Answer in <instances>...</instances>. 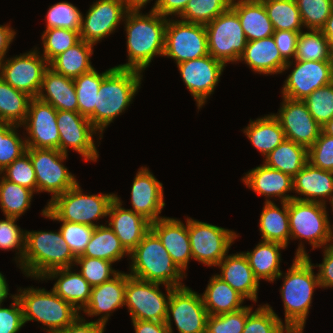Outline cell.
<instances>
[{
  "label": "cell",
  "mask_w": 333,
  "mask_h": 333,
  "mask_svg": "<svg viewBox=\"0 0 333 333\" xmlns=\"http://www.w3.org/2000/svg\"><path fill=\"white\" fill-rule=\"evenodd\" d=\"M292 262L288 271L282 272L276 279L282 277L284 280L280 288L285 313L284 324L293 333H303L313 293L317 287H321L318 273L314 274L315 266L305 250L303 241L299 243Z\"/></svg>",
  "instance_id": "1"
},
{
  "label": "cell",
  "mask_w": 333,
  "mask_h": 333,
  "mask_svg": "<svg viewBox=\"0 0 333 333\" xmlns=\"http://www.w3.org/2000/svg\"><path fill=\"white\" fill-rule=\"evenodd\" d=\"M148 13L142 14L141 10H128L126 13L123 22L128 61L116 68L144 72L154 57L163 56L168 18L152 9Z\"/></svg>",
  "instance_id": "2"
},
{
  "label": "cell",
  "mask_w": 333,
  "mask_h": 333,
  "mask_svg": "<svg viewBox=\"0 0 333 333\" xmlns=\"http://www.w3.org/2000/svg\"><path fill=\"white\" fill-rule=\"evenodd\" d=\"M76 256L66 244L60 230H25V251L18 266L28 278L40 281L51 271L74 266Z\"/></svg>",
  "instance_id": "3"
},
{
  "label": "cell",
  "mask_w": 333,
  "mask_h": 333,
  "mask_svg": "<svg viewBox=\"0 0 333 333\" xmlns=\"http://www.w3.org/2000/svg\"><path fill=\"white\" fill-rule=\"evenodd\" d=\"M143 72L134 69L114 68L103 80L97 93L94 114L89 118L91 124L103 131L113 120L121 115L132 103L141 86Z\"/></svg>",
  "instance_id": "4"
},
{
  "label": "cell",
  "mask_w": 333,
  "mask_h": 333,
  "mask_svg": "<svg viewBox=\"0 0 333 333\" xmlns=\"http://www.w3.org/2000/svg\"><path fill=\"white\" fill-rule=\"evenodd\" d=\"M129 259L132 261L129 275L134 278L174 288L186 286L181 281L187 274L176 266L158 236L151 229L129 253Z\"/></svg>",
  "instance_id": "5"
},
{
  "label": "cell",
  "mask_w": 333,
  "mask_h": 333,
  "mask_svg": "<svg viewBox=\"0 0 333 333\" xmlns=\"http://www.w3.org/2000/svg\"><path fill=\"white\" fill-rule=\"evenodd\" d=\"M82 190L77 182L65 193L48 202L41 215L53 221L74 222L94 228L103 225L94 221L108 216L110 203L115 199L116 194L88 195Z\"/></svg>",
  "instance_id": "6"
},
{
  "label": "cell",
  "mask_w": 333,
  "mask_h": 333,
  "mask_svg": "<svg viewBox=\"0 0 333 333\" xmlns=\"http://www.w3.org/2000/svg\"><path fill=\"white\" fill-rule=\"evenodd\" d=\"M23 309V320L37 321L48 327L47 333H59L73 323L80 312L70 303L59 297L52 289L21 287L15 294Z\"/></svg>",
  "instance_id": "7"
},
{
  "label": "cell",
  "mask_w": 333,
  "mask_h": 333,
  "mask_svg": "<svg viewBox=\"0 0 333 333\" xmlns=\"http://www.w3.org/2000/svg\"><path fill=\"white\" fill-rule=\"evenodd\" d=\"M326 204L292 199L288 202L290 240L305 239L312 249L324 248L333 242V229ZM329 243V244H328Z\"/></svg>",
  "instance_id": "8"
},
{
  "label": "cell",
  "mask_w": 333,
  "mask_h": 333,
  "mask_svg": "<svg viewBox=\"0 0 333 333\" xmlns=\"http://www.w3.org/2000/svg\"><path fill=\"white\" fill-rule=\"evenodd\" d=\"M161 283L143 281L126 273L124 306L131 320L165 322L170 294L174 287L165 285L166 294L160 291Z\"/></svg>",
  "instance_id": "9"
},
{
  "label": "cell",
  "mask_w": 333,
  "mask_h": 333,
  "mask_svg": "<svg viewBox=\"0 0 333 333\" xmlns=\"http://www.w3.org/2000/svg\"><path fill=\"white\" fill-rule=\"evenodd\" d=\"M208 52L225 65L237 63L244 53L247 40L237 13L230 7L205 25Z\"/></svg>",
  "instance_id": "10"
},
{
  "label": "cell",
  "mask_w": 333,
  "mask_h": 333,
  "mask_svg": "<svg viewBox=\"0 0 333 333\" xmlns=\"http://www.w3.org/2000/svg\"><path fill=\"white\" fill-rule=\"evenodd\" d=\"M192 258L208 267L217 266L228 254L238 234L226 228L188 217Z\"/></svg>",
  "instance_id": "11"
},
{
  "label": "cell",
  "mask_w": 333,
  "mask_h": 333,
  "mask_svg": "<svg viewBox=\"0 0 333 333\" xmlns=\"http://www.w3.org/2000/svg\"><path fill=\"white\" fill-rule=\"evenodd\" d=\"M26 152L35 170L37 193L47 192L52 194L51 200L65 193L78 181L74 174L63 165L68 154L58 149L27 148Z\"/></svg>",
  "instance_id": "12"
},
{
  "label": "cell",
  "mask_w": 333,
  "mask_h": 333,
  "mask_svg": "<svg viewBox=\"0 0 333 333\" xmlns=\"http://www.w3.org/2000/svg\"><path fill=\"white\" fill-rule=\"evenodd\" d=\"M168 18L163 56L176 64L209 54L205 25Z\"/></svg>",
  "instance_id": "13"
},
{
  "label": "cell",
  "mask_w": 333,
  "mask_h": 333,
  "mask_svg": "<svg viewBox=\"0 0 333 333\" xmlns=\"http://www.w3.org/2000/svg\"><path fill=\"white\" fill-rule=\"evenodd\" d=\"M208 316L201 294L186 286L172 290L165 321L170 333H173L171 321L179 333H206Z\"/></svg>",
  "instance_id": "14"
},
{
  "label": "cell",
  "mask_w": 333,
  "mask_h": 333,
  "mask_svg": "<svg viewBox=\"0 0 333 333\" xmlns=\"http://www.w3.org/2000/svg\"><path fill=\"white\" fill-rule=\"evenodd\" d=\"M35 47L34 50L5 58L0 62V77L14 89L32 98L37 97L49 63Z\"/></svg>",
  "instance_id": "15"
},
{
  "label": "cell",
  "mask_w": 333,
  "mask_h": 333,
  "mask_svg": "<svg viewBox=\"0 0 333 333\" xmlns=\"http://www.w3.org/2000/svg\"><path fill=\"white\" fill-rule=\"evenodd\" d=\"M291 66L294 69L284 81L282 97L303 101L314 90L333 82V61L290 60L283 72Z\"/></svg>",
  "instance_id": "16"
},
{
  "label": "cell",
  "mask_w": 333,
  "mask_h": 333,
  "mask_svg": "<svg viewBox=\"0 0 333 333\" xmlns=\"http://www.w3.org/2000/svg\"><path fill=\"white\" fill-rule=\"evenodd\" d=\"M56 120L60 135L59 150L68 154V148H71L86 162H96L99 154L93 135L99 131L89 119L79 112L58 110Z\"/></svg>",
  "instance_id": "17"
},
{
  "label": "cell",
  "mask_w": 333,
  "mask_h": 333,
  "mask_svg": "<svg viewBox=\"0 0 333 333\" xmlns=\"http://www.w3.org/2000/svg\"><path fill=\"white\" fill-rule=\"evenodd\" d=\"M225 66L227 65L214 59L210 54L177 64L181 78L194 97L198 110L213 94Z\"/></svg>",
  "instance_id": "18"
},
{
  "label": "cell",
  "mask_w": 333,
  "mask_h": 333,
  "mask_svg": "<svg viewBox=\"0 0 333 333\" xmlns=\"http://www.w3.org/2000/svg\"><path fill=\"white\" fill-rule=\"evenodd\" d=\"M127 12L122 0H96L82 17L80 39L95 46L118 29Z\"/></svg>",
  "instance_id": "19"
},
{
  "label": "cell",
  "mask_w": 333,
  "mask_h": 333,
  "mask_svg": "<svg viewBox=\"0 0 333 333\" xmlns=\"http://www.w3.org/2000/svg\"><path fill=\"white\" fill-rule=\"evenodd\" d=\"M57 110L37 97L32 98L25 121L21 126L27 131V148H46L59 150V130Z\"/></svg>",
  "instance_id": "20"
},
{
  "label": "cell",
  "mask_w": 333,
  "mask_h": 333,
  "mask_svg": "<svg viewBox=\"0 0 333 333\" xmlns=\"http://www.w3.org/2000/svg\"><path fill=\"white\" fill-rule=\"evenodd\" d=\"M279 113L273 115L279 120L285 138L307 148L312 146L322 129L308 111L302 100H292L282 97Z\"/></svg>",
  "instance_id": "21"
},
{
  "label": "cell",
  "mask_w": 333,
  "mask_h": 333,
  "mask_svg": "<svg viewBox=\"0 0 333 333\" xmlns=\"http://www.w3.org/2000/svg\"><path fill=\"white\" fill-rule=\"evenodd\" d=\"M163 184L155 178L149 168L141 167L137 171L131 187L130 210L142 215L151 223L163 218L159 216L165 207Z\"/></svg>",
  "instance_id": "22"
},
{
  "label": "cell",
  "mask_w": 333,
  "mask_h": 333,
  "mask_svg": "<svg viewBox=\"0 0 333 333\" xmlns=\"http://www.w3.org/2000/svg\"><path fill=\"white\" fill-rule=\"evenodd\" d=\"M150 229L158 236L176 266L185 273L189 260L193 259L188 235V216L186 225L177 218L163 216L152 222Z\"/></svg>",
  "instance_id": "23"
},
{
  "label": "cell",
  "mask_w": 333,
  "mask_h": 333,
  "mask_svg": "<svg viewBox=\"0 0 333 333\" xmlns=\"http://www.w3.org/2000/svg\"><path fill=\"white\" fill-rule=\"evenodd\" d=\"M118 195L110 203L108 225L119 238L121 244L130 253L150 230L151 222L133 210L122 207Z\"/></svg>",
  "instance_id": "24"
},
{
  "label": "cell",
  "mask_w": 333,
  "mask_h": 333,
  "mask_svg": "<svg viewBox=\"0 0 333 333\" xmlns=\"http://www.w3.org/2000/svg\"><path fill=\"white\" fill-rule=\"evenodd\" d=\"M241 180L253 192L267 197L265 202H272V197L280 198V202L294 199V195L286 194L293 191V178L265 163L249 170Z\"/></svg>",
  "instance_id": "25"
},
{
  "label": "cell",
  "mask_w": 333,
  "mask_h": 333,
  "mask_svg": "<svg viewBox=\"0 0 333 333\" xmlns=\"http://www.w3.org/2000/svg\"><path fill=\"white\" fill-rule=\"evenodd\" d=\"M125 287L126 273L121 271L111 280L92 287L90 300L82 313L89 317L101 315L96 322L106 325L111 313L124 306Z\"/></svg>",
  "instance_id": "26"
},
{
  "label": "cell",
  "mask_w": 333,
  "mask_h": 333,
  "mask_svg": "<svg viewBox=\"0 0 333 333\" xmlns=\"http://www.w3.org/2000/svg\"><path fill=\"white\" fill-rule=\"evenodd\" d=\"M293 191L301 201L333 204V171L322 170L309 162L293 177ZM301 196H304L303 198ZM327 198V199H326Z\"/></svg>",
  "instance_id": "27"
},
{
  "label": "cell",
  "mask_w": 333,
  "mask_h": 333,
  "mask_svg": "<svg viewBox=\"0 0 333 333\" xmlns=\"http://www.w3.org/2000/svg\"><path fill=\"white\" fill-rule=\"evenodd\" d=\"M217 266L221 269V273L216 274L218 277L245 299L257 302L260 283L243 252L227 254Z\"/></svg>",
  "instance_id": "28"
},
{
  "label": "cell",
  "mask_w": 333,
  "mask_h": 333,
  "mask_svg": "<svg viewBox=\"0 0 333 333\" xmlns=\"http://www.w3.org/2000/svg\"><path fill=\"white\" fill-rule=\"evenodd\" d=\"M253 72L265 75L283 73L287 61L281 56L273 36L249 41L240 57Z\"/></svg>",
  "instance_id": "29"
},
{
  "label": "cell",
  "mask_w": 333,
  "mask_h": 333,
  "mask_svg": "<svg viewBox=\"0 0 333 333\" xmlns=\"http://www.w3.org/2000/svg\"><path fill=\"white\" fill-rule=\"evenodd\" d=\"M231 8L238 15L247 42L274 34L273 24L260 0H232Z\"/></svg>",
  "instance_id": "30"
},
{
  "label": "cell",
  "mask_w": 333,
  "mask_h": 333,
  "mask_svg": "<svg viewBox=\"0 0 333 333\" xmlns=\"http://www.w3.org/2000/svg\"><path fill=\"white\" fill-rule=\"evenodd\" d=\"M37 98L51 104L57 111L78 112V100L74 81L48 68L43 76Z\"/></svg>",
  "instance_id": "31"
},
{
  "label": "cell",
  "mask_w": 333,
  "mask_h": 333,
  "mask_svg": "<svg viewBox=\"0 0 333 333\" xmlns=\"http://www.w3.org/2000/svg\"><path fill=\"white\" fill-rule=\"evenodd\" d=\"M72 269L73 267H69L51 271L42 281L57 279L52 290L80 312L90 300L92 286L79 272H72Z\"/></svg>",
  "instance_id": "32"
},
{
  "label": "cell",
  "mask_w": 333,
  "mask_h": 333,
  "mask_svg": "<svg viewBox=\"0 0 333 333\" xmlns=\"http://www.w3.org/2000/svg\"><path fill=\"white\" fill-rule=\"evenodd\" d=\"M201 297L209 315L234 312L245 307V298L216 274L210 277Z\"/></svg>",
  "instance_id": "33"
},
{
  "label": "cell",
  "mask_w": 333,
  "mask_h": 333,
  "mask_svg": "<svg viewBox=\"0 0 333 333\" xmlns=\"http://www.w3.org/2000/svg\"><path fill=\"white\" fill-rule=\"evenodd\" d=\"M285 248L286 246L283 244L261 240L253 251L243 252L259 282L261 279L272 283L276 281V278L282 273L280 250Z\"/></svg>",
  "instance_id": "34"
},
{
  "label": "cell",
  "mask_w": 333,
  "mask_h": 333,
  "mask_svg": "<svg viewBox=\"0 0 333 333\" xmlns=\"http://www.w3.org/2000/svg\"><path fill=\"white\" fill-rule=\"evenodd\" d=\"M243 133L264 157L286 139L279 120L272 113L256 120L250 119Z\"/></svg>",
  "instance_id": "35"
},
{
  "label": "cell",
  "mask_w": 333,
  "mask_h": 333,
  "mask_svg": "<svg viewBox=\"0 0 333 333\" xmlns=\"http://www.w3.org/2000/svg\"><path fill=\"white\" fill-rule=\"evenodd\" d=\"M281 208L274 202H264L259 219V230L263 241L277 242L286 247L290 241L288 202H281Z\"/></svg>",
  "instance_id": "36"
},
{
  "label": "cell",
  "mask_w": 333,
  "mask_h": 333,
  "mask_svg": "<svg viewBox=\"0 0 333 333\" xmlns=\"http://www.w3.org/2000/svg\"><path fill=\"white\" fill-rule=\"evenodd\" d=\"M93 47L80 39L71 48L54 57L49 62V68L56 73L75 79L94 68L90 59L94 52Z\"/></svg>",
  "instance_id": "37"
},
{
  "label": "cell",
  "mask_w": 333,
  "mask_h": 333,
  "mask_svg": "<svg viewBox=\"0 0 333 333\" xmlns=\"http://www.w3.org/2000/svg\"><path fill=\"white\" fill-rule=\"evenodd\" d=\"M263 162L293 178L308 163V148L284 139L265 157Z\"/></svg>",
  "instance_id": "38"
},
{
  "label": "cell",
  "mask_w": 333,
  "mask_h": 333,
  "mask_svg": "<svg viewBox=\"0 0 333 333\" xmlns=\"http://www.w3.org/2000/svg\"><path fill=\"white\" fill-rule=\"evenodd\" d=\"M124 256L129 257V252L121 244L110 226L105 224L94 228L85 251L77 257L98 258L115 263Z\"/></svg>",
  "instance_id": "39"
},
{
  "label": "cell",
  "mask_w": 333,
  "mask_h": 333,
  "mask_svg": "<svg viewBox=\"0 0 333 333\" xmlns=\"http://www.w3.org/2000/svg\"><path fill=\"white\" fill-rule=\"evenodd\" d=\"M32 97L14 89L0 77V123L21 126Z\"/></svg>",
  "instance_id": "40"
},
{
  "label": "cell",
  "mask_w": 333,
  "mask_h": 333,
  "mask_svg": "<svg viewBox=\"0 0 333 333\" xmlns=\"http://www.w3.org/2000/svg\"><path fill=\"white\" fill-rule=\"evenodd\" d=\"M115 68L98 73L95 68L73 79L78 100V112L88 119L94 114L97 93L102 80Z\"/></svg>",
  "instance_id": "41"
},
{
  "label": "cell",
  "mask_w": 333,
  "mask_h": 333,
  "mask_svg": "<svg viewBox=\"0 0 333 333\" xmlns=\"http://www.w3.org/2000/svg\"><path fill=\"white\" fill-rule=\"evenodd\" d=\"M0 208L5 216L19 218L31 206L34 191L12 183L0 174Z\"/></svg>",
  "instance_id": "42"
},
{
  "label": "cell",
  "mask_w": 333,
  "mask_h": 333,
  "mask_svg": "<svg viewBox=\"0 0 333 333\" xmlns=\"http://www.w3.org/2000/svg\"><path fill=\"white\" fill-rule=\"evenodd\" d=\"M294 60L333 61V50L320 30L300 32Z\"/></svg>",
  "instance_id": "43"
},
{
  "label": "cell",
  "mask_w": 333,
  "mask_h": 333,
  "mask_svg": "<svg viewBox=\"0 0 333 333\" xmlns=\"http://www.w3.org/2000/svg\"><path fill=\"white\" fill-rule=\"evenodd\" d=\"M275 31L302 32L303 24L295 0H260Z\"/></svg>",
  "instance_id": "44"
},
{
  "label": "cell",
  "mask_w": 333,
  "mask_h": 333,
  "mask_svg": "<svg viewBox=\"0 0 333 333\" xmlns=\"http://www.w3.org/2000/svg\"><path fill=\"white\" fill-rule=\"evenodd\" d=\"M232 0H190L178 16L182 21L206 25L231 7Z\"/></svg>",
  "instance_id": "45"
},
{
  "label": "cell",
  "mask_w": 333,
  "mask_h": 333,
  "mask_svg": "<svg viewBox=\"0 0 333 333\" xmlns=\"http://www.w3.org/2000/svg\"><path fill=\"white\" fill-rule=\"evenodd\" d=\"M258 306L247 316L242 333H293L269 304Z\"/></svg>",
  "instance_id": "46"
},
{
  "label": "cell",
  "mask_w": 333,
  "mask_h": 333,
  "mask_svg": "<svg viewBox=\"0 0 333 333\" xmlns=\"http://www.w3.org/2000/svg\"><path fill=\"white\" fill-rule=\"evenodd\" d=\"M19 127L21 126L0 123V172L26 153L25 137L23 140L17 133Z\"/></svg>",
  "instance_id": "47"
},
{
  "label": "cell",
  "mask_w": 333,
  "mask_h": 333,
  "mask_svg": "<svg viewBox=\"0 0 333 333\" xmlns=\"http://www.w3.org/2000/svg\"><path fill=\"white\" fill-rule=\"evenodd\" d=\"M41 37L43 45V53L41 55L48 63L80 40L78 31L64 28L46 29Z\"/></svg>",
  "instance_id": "48"
},
{
  "label": "cell",
  "mask_w": 333,
  "mask_h": 333,
  "mask_svg": "<svg viewBox=\"0 0 333 333\" xmlns=\"http://www.w3.org/2000/svg\"><path fill=\"white\" fill-rule=\"evenodd\" d=\"M303 28L320 30L333 10V0H295Z\"/></svg>",
  "instance_id": "49"
},
{
  "label": "cell",
  "mask_w": 333,
  "mask_h": 333,
  "mask_svg": "<svg viewBox=\"0 0 333 333\" xmlns=\"http://www.w3.org/2000/svg\"><path fill=\"white\" fill-rule=\"evenodd\" d=\"M83 14L70 2H58L49 7L46 15V29L64 28L80 31Z\"/></svg>",
  "instance_id": "50"
},
{
  "label": "cell",
  "mask_w": 333,
  "mask_h": 333,
  "mask_svg": "<svg viewBox=\"0 0 333 333\" xmlns=\"http://www.w3.org/2000/svg\"><path fill=\"white\" fill-rule=\"evenodd\" d=\"M112 264L113 262L98 258L76 257L74 266L81 267L79 273L94 287L111 280L120 272L112 268Z\"/></svg>",
  "instance_id": "51"
},
{
  "label": "cell",
  "mask_w": 333,
  "mask_h": 333,
  "mask_svg": "<svg viewBox=\"0 0 333 333\" xmlns=\"http://www.w3.org/2000/svg\"><path fill=\"white\" fill-rule=\"evenodd\" d=\"M303 101L316 122L323 126L333 118V82L314 90Z\"/></svg>",
  "instance_id": "52"
},
{
  "label": "cell",
  "mask_w": 333,
  "mask_h": 333,
  "mask_svg": "<svg viewBox=\"0 0 333 333\" xmlns=\"http://www.w3.org/2000/svg\"><path fill=\"white\" fill-rule=\"evenodd\" d=\"M253 311L251 306L224 313L209 315L207 319L206 333H242L247 316Z\"/></svg>",
  "instance_id": "53"
},
{
  "label": "cell",
  "mask_w": 333,
  "mask_h": 333,
  "mask_svg": "<svg viewBox=\"0 0 333 333\" xmlns=\"http://www.w3.org/2000/svg\"><path fill=\"white\" fill-rule=\"evenodd\" d=\"M18 219L5 216V220H0V249L4 251L17 249L15 261L18 263L17 266H20L25 251V230L17 226Z\"/></svg>",
  "instance_id": "54"
},
{
  "label": "cell",
  "mask_w": 333,
  "mask_h": 333,
  "mask_svg": "<svg viewBox=\"0 0 333 333\" xmlns=\"http://www.w3.org/2000/svg\"><path fill=\"white\" fill-rule=\"evenodd\" d=\"M3 178L21 186L27 187L37 193L36 174L33 168L30 155L26 152L21 157L15 159L3 171Z\"/></svg>",
  "instance_id": "55"
},
{
  "label": "cell",
  "mask_w": 333,
  "mask_h": 333,
  "mask_svg": "<svg viewBox=\"0 0 333 333\" xmlns=\"http://www.w3.org/2000/svg\"><path fill=\"white\" fill-rule=\"evenodd\" d=\"M59 222L62 224L58 230H60L72 253L76 257L82 255L92 237L94 227L68 221Z\"/></svg>",
  "instance_id": "56"
},
{
  "label": "cell",
  "mask_w": 333,
  "mask_h": 333,
  "mask_svg": "<svg viewBox=\"0 0 333 333\" xmlns=\"http://www.w3.org/2000/svg\"><path fill=\"white\" fill-rule=\"evenodd\" d=\"M308 162L322 170L333 171V137L321 131L314 144L308 148Z\"/></svg>",
  "instance_id": "57"
},
{
  "label": "cell",
  "mask_w": 333,
  "mask_h": 333,
  "mask_svg": "<svg viewBox=\"0 0 333 333\" xmlns=\"http://www.w3.org/2000/svg\"><path fill=\"white\" fill-rule=\"evenodd\" d=\"M13 300L10 308L0 305V333H17L24 325L23 309L16 295H11Z\"/></svg>",
  "instance_id": "58"
},
{
  "label": "cell",
  "mask_w": 333,
  "mask_h": 333,
  "mask_svg": "<svg viewBox=\"0 0 333 333\" xmlns=\"http://www.w3.org/2000/svg\"><path fill=\"white\" fill-rule=\"evenodd\" d=\"M299 35L300 32L290 30H277L274 31V34L272 35L281 56L287 62H289L291 58V60L295 59Z\"/></svg>",
  "instance_id": "59"
},
{
  "label": "cell",
  "mask_w": 333,
  "mask_h": 333,
  "mask_svg": "<svg viewBox=\"0 0 333 333\" xmlns=\"http://www.w3.org/2000/svg\"><path fill=\"white\" fill-rule=\"evenodd\" d=\"M323 261L314 265L319 267L318 277L321 288H333V242L323 248Z\"/></svg>",
  "instance_id": "60"
},
{
  "label": "cell",
  "mask_w": 333,
  "mask_h": 333,
  "mask_svg": "<svg viewBox=\"0 0 333 333\" xmlns=\"http://www.w3.org/2000/svg\"><path fill=\"white\" fill-rule=\"evenodd\" d=\"M106 325L96 321H86L81 315L59 333H104Z\"/></svg>",
  "instance_id": "61"
},
{
  "label": "cell",
  "mask_w": 333,
  "mask_h": 333,
  "mask_svg": "<svg viewBox=\"0 0 333 333\" xmlns=\"http://www.w3.org/2000/svg\"><path fill=\"white\" fill-rule=\"evenodd\" d=\"M190 0H159L154 11L164 17L179 16Z\"/></svg>",
  "instance_id": "62"
},
{
  "label": "cell",
  "mask_w": 333,
  "mask_h": 333,
  "mask_svg": "<svg viewBox=\"0 0 333 333\" xmlns=\"http://www.w3.org/2000/svg\"><path fill=\"white\" fill-rule=\"evenodd\" d=\"M135 333H170L165 322L132 320Z\"/></svg>",
  "instance_id": "63"
},
{
  "label": "cell",
  "mask_w": 333,
  "mask_h": 333,
  "mask_svg": "<svg viewBox=\"0 0 333 333\" xmlns=\"http://www.w3.org/2000/svg\"><path fill=\"white\" fill-rule=\"evenodd\" d=\"M16 32L9 24L0 25V62L4 60L10 44L13 42Z\"/></svg>",
  "instance_id": "64"
},
{
  "label": "cell",
  "mask_w": 333,
  "mask_h": 333,
  "mask_svg": "<svg viewBox=\"0 0 333 333\" xmlns=\"http://www.w3.org/2000/svg\"><path fill=\"white\" fill-rule=\"evenodd\" d=\"M324 36L328 39L333 50V10L325 22L324 26L320 29Z\"/></svg>",
  "instance_id": "65"
},
{
  "label": "cell",
  "mask_w": 333,
  "mask_h": 333,
  "mask_svg": "<svg viewBox=\"0 0 333 333\" xmlns=\"http://www.w3.org/2000/svg\"><path fill=\"white\" fill-rule=\"evenodd\" d=\"M128 10H141L144 6L147 5L151 0H122ZM159 0L155 1V4L152 7V10H154L158 4Z\"/></svg>",
  "instance_id": "66"
},
{
  "label": "cell",
  "mask_w": 333,
  "mask_h": 333,
  "mask_svg": "<svg viewBox=\"0 0 333 333\" xmlns=\"http://www.w3.org/2000/svg\"><path fill=\"white\" fill-rule=\"evenodd\" d=\"M8 283L6 282V278L4 275L0 272V305L2 302L5 301V299L9 295V287Z\"/></svg>",
  "instance_id": "67"
},
{
  "label": "cell",
  "mask_w": 333,
  "mask_h": 333,
  "mask_svg": "<svg viewBox=\"0 0 333 333\" xmlns=\"http://www.w3.org/2000/svg\"><path fill=\"white\" fill-rule=\"evenodd\" d=\"M321 129H322V132H323L324 134H327V135L333 137V118H332L330 121L326 122V123L321 127Z\"/></svg>",
  "instance_id": "68"
}]
</instances>
